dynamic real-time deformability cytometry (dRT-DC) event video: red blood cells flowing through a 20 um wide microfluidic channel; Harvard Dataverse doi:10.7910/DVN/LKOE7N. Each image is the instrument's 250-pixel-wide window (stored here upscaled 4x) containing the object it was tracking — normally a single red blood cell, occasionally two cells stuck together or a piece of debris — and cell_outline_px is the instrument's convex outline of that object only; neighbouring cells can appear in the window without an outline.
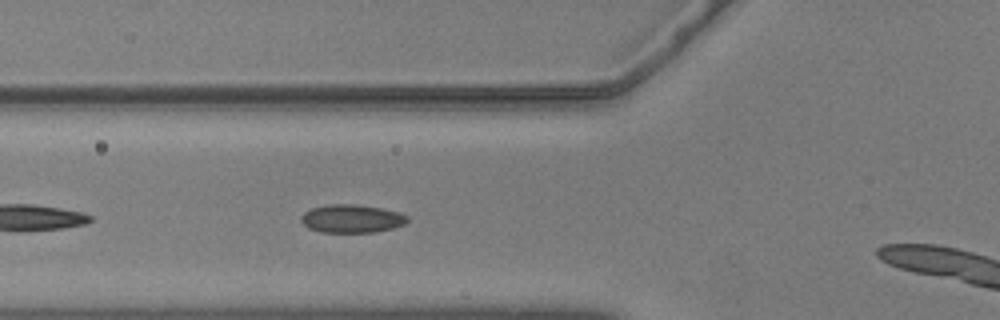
{"species": "common noctule bat (a hibernating species)", "species_latin": "Nyctalus noctula", "temperature_condition": "warm", "stored_images_in_passage": 33, "camera_frame_rate_fps": 3000, "um_per_image_px": 0.085, "animal": {"sex": "male", "body_mass_g": 20.5, "forearm_length_mm": 52.5}, "frame": {"image": 1, "passage_image": 5, "time_ms": 1.333, "image_size_px": [1000, 320], "cell_outline_px": [[408, 220], [404, 224], [392, 228], [372, 232], [320, 232], [308, 228], [300, 220], [300, 216], [304, 212], [312, 208], [332, 204], [352, 204], [380, 208], [400, 212], [408, 216]], "centroid_in_image_um": [29.88, 18.58], "position_along_channel_um": 95.9, "area_um2": 17.34}}
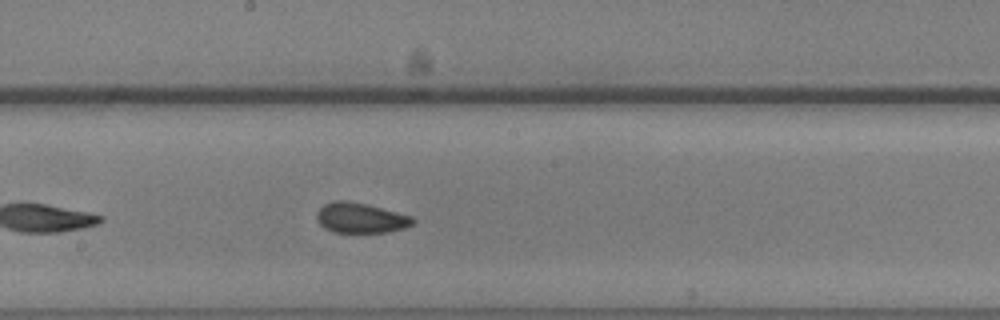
{"frame": {"image": 2, "passage_image": 15, "time_ms": 4.667, "image_size_px": [1000, 320], "cell_outline_px": [[416, 220], [412, 224], [404, 228], [388, 232], [332, 232], [324, 228], [320, 224], [316, 216], [320, 208], [324, 204], [368, 204], [412, 216]], "centroid_in_image_um": [30.73, 18.58], "position_along_channel_um": 217.5, "area_um2": 16.13}}
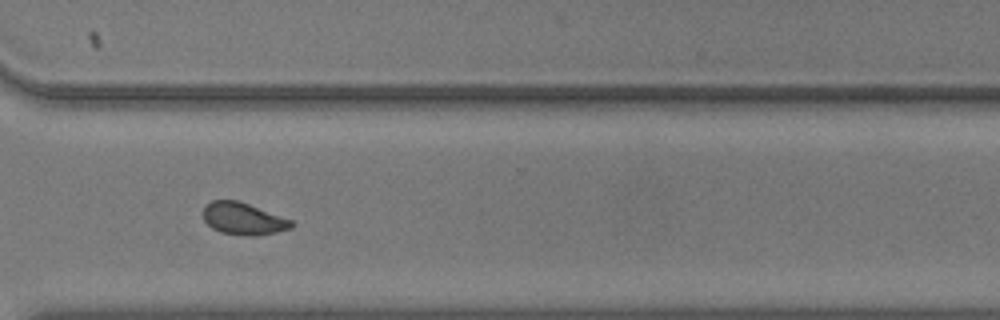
{"frame": {"image": 3, "passage_image": 26, "time_ms": 8.333, "image_size_px": [1000, 320], "cell_outline_px": [[296, 224], [292, 228], [276, 232], [256, 236], [252, 236], [220, 232], [212, 228], [204, 220], [204, 208], [212, 200], [240, 200], [292, 220]], "centroid_in_image_um": [20.72, 18.58], "position_along_channel_um": 349.9, "area_um2": 16.53}}